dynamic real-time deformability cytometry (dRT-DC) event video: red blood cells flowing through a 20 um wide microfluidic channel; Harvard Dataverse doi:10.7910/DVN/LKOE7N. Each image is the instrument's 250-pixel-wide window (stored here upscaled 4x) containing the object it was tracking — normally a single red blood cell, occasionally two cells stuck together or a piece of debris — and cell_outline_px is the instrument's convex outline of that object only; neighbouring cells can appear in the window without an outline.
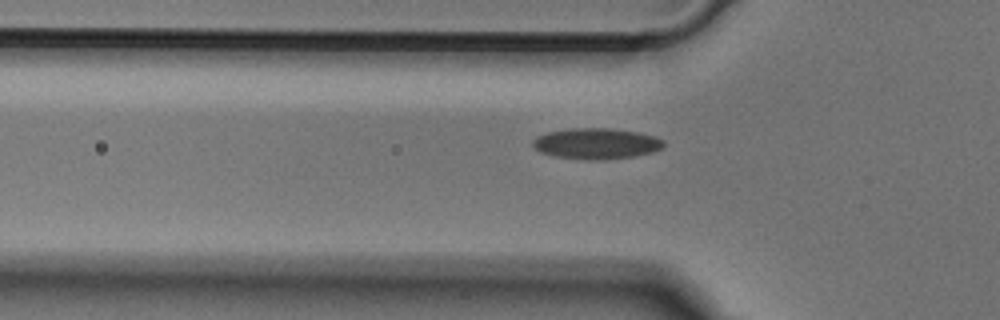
{"species": "Egyptian fruit bat (a non-hibernating species)", "species_latin": "Rousettus aegyptiacus", "temperature_condition": "cold", "stored_images_in_passage": 37, "camera_frame_rate_fps": 3000, "um_per_image_px": 0.085, "animal": {"sex": "male"}, "frame": {"image": 1, "passage_image": 4, "time_ms": 1.0, "image_size_px": [1000, 320], "cell_outline_px": [[664, 148], [652, 152], [636, 156], [604, 160], [588, 160], [556, 156], [540, 152], [532, 144], [532, 140], [536, 136], [548, 132], [572, 128], [608, 128], [636, 132], [656, 136], [664, 140]], "centroid_in_image_um": [50.71, 12.21], "position_along_channel_um": 75.1, "area_um2": 23.64}}
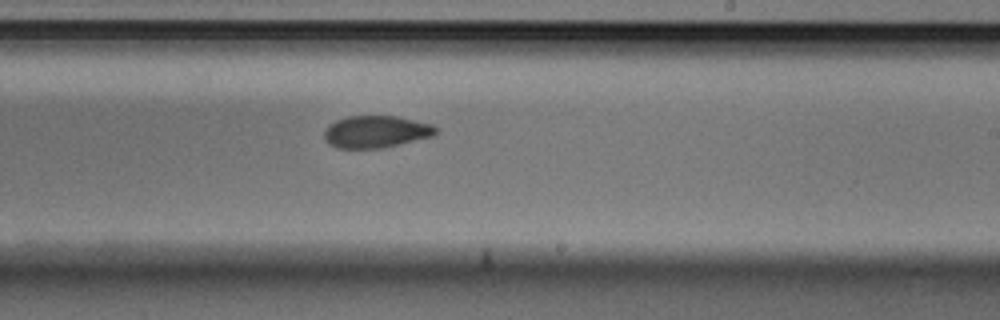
{"frame": {"image": 2, "passage_image": 18, "time_ms": 5.667, "image_size_px": [1000, 320], "cell_outline_px": [[440, 132], [432, 136], [380, 148], [336, 148], [328, 144], [324, 140], [324, 132], [336, 120], [348, 116], [396, 116], [432, 124], [440, 128]], "centroid_in_image_um": [31.98, 11.19], "position_along_channel_um": 257.0, "area_um2": 20.81}}
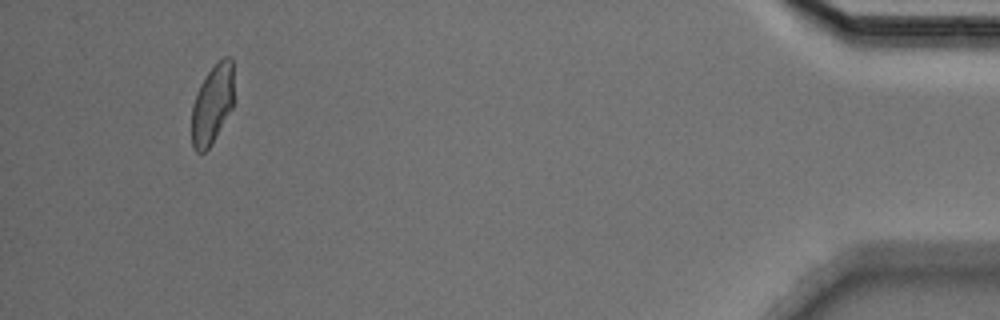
{"frame": {"image": 3, "passage_image": 36, "time_ms": 11.667, "image_size_px": [1000, 320], "cell_outline_px": [[232, 108], [212, 144], [204, 152], [196, 152], [192, 148], [192, 104], [196, 92], [200, 84], [208, 72], [224, 56], [232, 56]], "centroid_in_image_um": [18.02, 8.89], "position_along_channel_um": 417.2, "area_um2": 19.36}}